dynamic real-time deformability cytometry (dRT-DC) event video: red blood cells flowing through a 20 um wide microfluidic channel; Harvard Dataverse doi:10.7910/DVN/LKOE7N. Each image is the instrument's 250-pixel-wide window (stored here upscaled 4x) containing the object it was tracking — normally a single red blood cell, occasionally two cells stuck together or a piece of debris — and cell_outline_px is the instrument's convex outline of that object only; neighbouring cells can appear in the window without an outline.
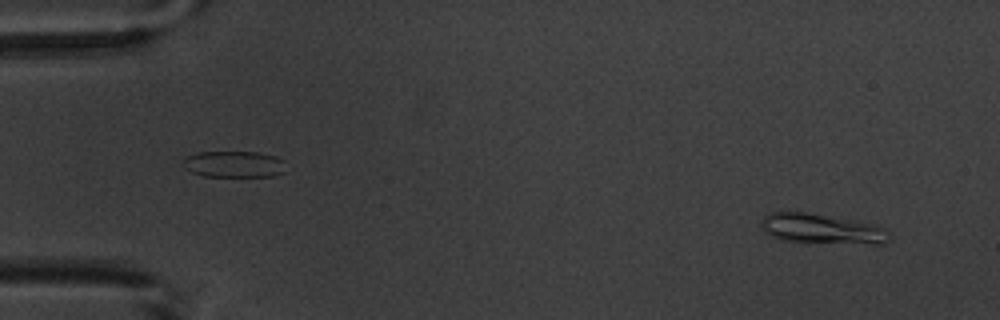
{"species": "common noctule bat (a hibernating species)", "species_latin": "Nyctalus noctula", "temperature_condition": "warm", "stored_images_in_passage": 5, "camera_frame_rate_fps": 3000, "um_per_image_px": 0.085, "animal": {"sex": "male", "body_mass_g": 20.1, "forearm_length_mm": 53.5}, "frame": {"image": 1, "passage_image": 1, "time_ms": 0.0, "image_size_px": [1000, 320], "cell_outline_px": [[892, 236], [884, 244], [872, 244], [780, 240], [764, 232], [760, 224], [760, 220], [768, 212], [804, 212], [856, 220], [884, 228]], "centroid_in_image_um": [69.83, 19.44], "position_along_channel_um": 15.2, "area_um2": 22.25}}